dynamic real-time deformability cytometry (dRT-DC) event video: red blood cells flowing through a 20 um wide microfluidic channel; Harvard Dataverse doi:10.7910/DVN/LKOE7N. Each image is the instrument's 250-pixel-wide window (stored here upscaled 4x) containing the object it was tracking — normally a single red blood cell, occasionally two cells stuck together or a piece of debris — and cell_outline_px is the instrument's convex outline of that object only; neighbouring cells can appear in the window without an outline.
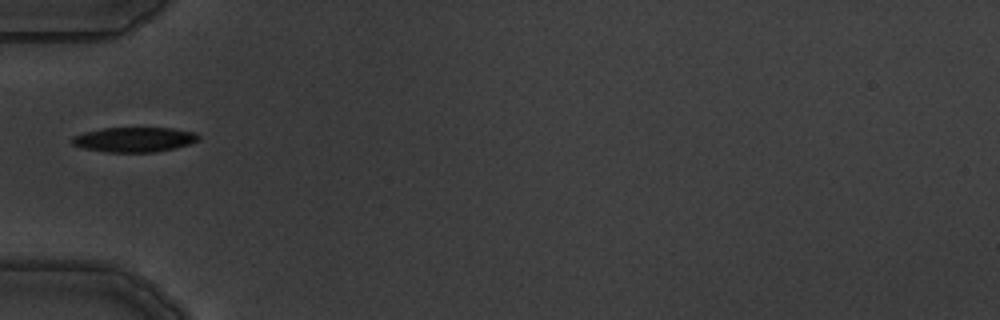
{"species": "common noctule bat (a hibernating species)", "species_latin": "Nyctalus noctula", "temperature_condition": "warm", "stored_images_in_passage": 2, "camera_frame_rate_fps": 3000, "um_per_image_px": 0.085, "animal": {"sex": "male", "body_mass_g": 19.5, "forearm_length_mm": 54.6}, "frame": {"image": 1, "passage_image": 1, "time_ms": 0.0, "image_size_px": [1000, 320], "cell_outline_px": [[200, 140], [176, 148], [152, 152], [108, 152], [84, 148], [72, 144], [72, 136], [84, 132], [100, 128], [172, 128], [196, 132], [200, 136]], "centroid_in_image_um": [11.43, 11.85], "position_along_channel_um": 73.6, "area_um2": 18.32}}
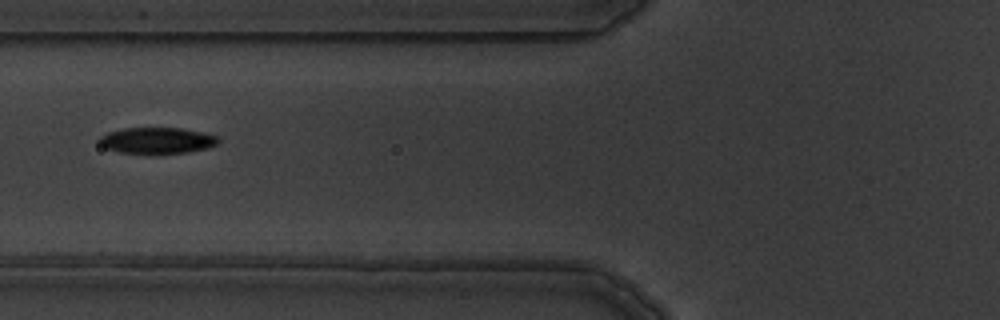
{"frame": {"image": 2, "passage_image": 2, "time_ms": 1.0, "image_size_px": [1000, 320], "cell_outline_px": [[220, 140], [216, 144], [208, 148], [188, 152], [120, 152], [108, 148], [100, 144], [100, 136], [108, 132], [124, 128], [180, 128], [204, 132], [220, 136]], "centroid_in_image_um": [13.42, 11.91], "position_along_channel_um": 112.4, "area_um2": 17.74}}